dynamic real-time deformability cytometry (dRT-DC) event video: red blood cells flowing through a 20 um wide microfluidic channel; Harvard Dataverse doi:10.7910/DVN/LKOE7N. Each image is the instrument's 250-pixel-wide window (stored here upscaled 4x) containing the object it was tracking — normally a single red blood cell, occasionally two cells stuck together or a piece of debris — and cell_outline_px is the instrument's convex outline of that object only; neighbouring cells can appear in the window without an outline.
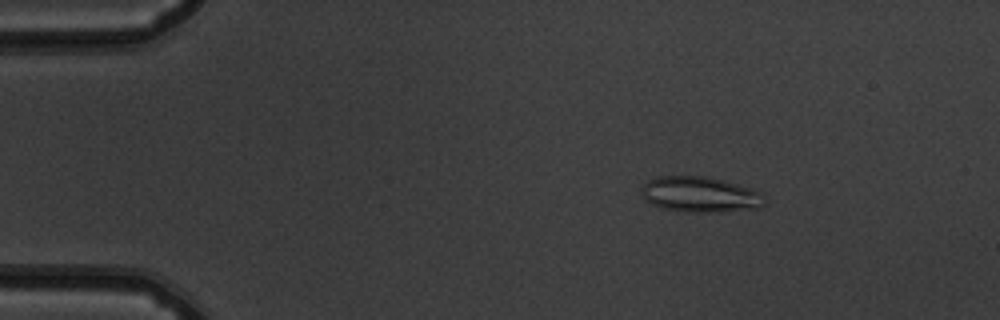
{"species": "common noctule bat (a hibernating species)", "species_latin": "Nyctalus noctula", "temperature_condition": "warm", "stored_images_in_passage": 52, "camera_frame_rate_fps": 3000, "um_per_image_px": 0.085, "animal": {"sex": "male", "body_mass_g": 19.5, "forearm_length_mm": 54.6}, "frame": {"image": 1, "passage_image": 8, "time_ms": 2.333, "image_size_px": [1000, 320], "cell_outline_px": [[764, 204], [760, 208], [724, 212], [684, 212], [660, 208], [652, 204], [644, 196], [644, 184], [648, 180], [656, 176], [708, 176], [724, 180], [760, 192], [764, 196]], "centroid_in_image_um": [59.54, 16.54], "position_along_channel_um": 25.5, "area_um2": 25.49}}
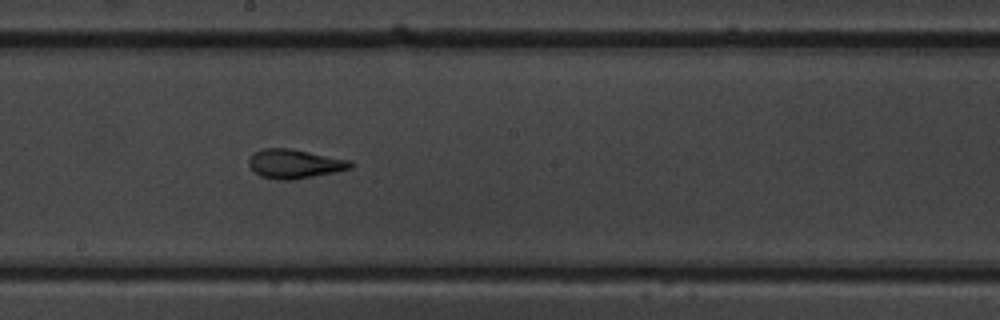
{"frame": {"image": 2, "passage_image": 29, "time_ms": 9.333, "image_size_px": [1000, 320], "cell_outline_px": [[356, 164], [352, 168], [336, 172], [292, 180], [280, 180], [260, 176], [248, 164], [248, 160], [252, 152], [260, 148], [288, 148], [352, 160]], "centroid_in_image_um": [25.06, 13.91], "position_along_channel_um": 223.1, "area_um2": 17.46}}
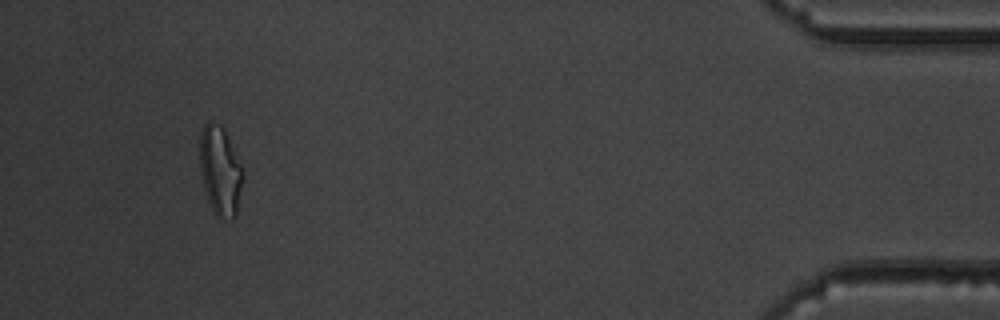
{"frame": {"image": 3, "passage_image": 49, "time_ms": 16.0, "image_size_px": [1000, 320], "cell_outline_px": [[244, 180], [236, 216], [232, 220], [216, 216], [208, 200], [204, 188], [200, 172], [200, 132], [204, 124], [208, 120], [220, 124], [224, 128], [244, 168]], "centroid_in_image_um": [18.75, 14.5], "position_along_channel_um": 416.5, "area_um2": 22.95}, "authors_computed_cell_mechanics": {"area_um2": 18.4671, "velocity_mm_per_s": 3.882, "shape_relaxation_time_tau1_ms": null, "shape_relaxation_time_tau2_ms": 1.9903, "deformation_change_tau1": null, "deformation_change_tau2": 0.1011}}